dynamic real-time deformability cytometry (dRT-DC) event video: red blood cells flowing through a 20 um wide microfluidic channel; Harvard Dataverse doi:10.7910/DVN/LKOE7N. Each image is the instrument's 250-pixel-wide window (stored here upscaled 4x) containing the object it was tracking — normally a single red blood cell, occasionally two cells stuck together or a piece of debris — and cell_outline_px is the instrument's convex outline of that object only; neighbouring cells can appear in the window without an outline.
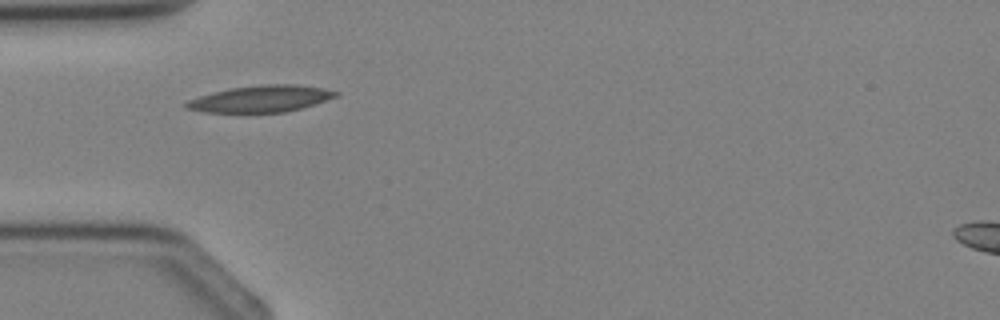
{"species": "Egyptian fruit bat (a non-hibernating species)", "species_latin": "Rousettus aegyptiacus", "temperature_condition": "cold", "stored_images_in_passage": 4, "camera_frame_rate_fps": 3000, "um_per_image_px": 0.085, "animal": {"sex": "female"}, "frame": {"image": 1, "passage_image": 3, "time_ms": 2.333, "image_size_px": [1000, 320], "cell_outline_px": [[340, 92], [336, 96], [300, 108], [284, 112], [200, 112], [188, 108], [184, 104], [188, 100], [212, 92], [232, 88], [264, 84], [296, 84], [324, 88]], "centroid_in_image_um": [22.15, 8.39], "position_along_channel_um": 62.8, "area_um2": 22.83}}
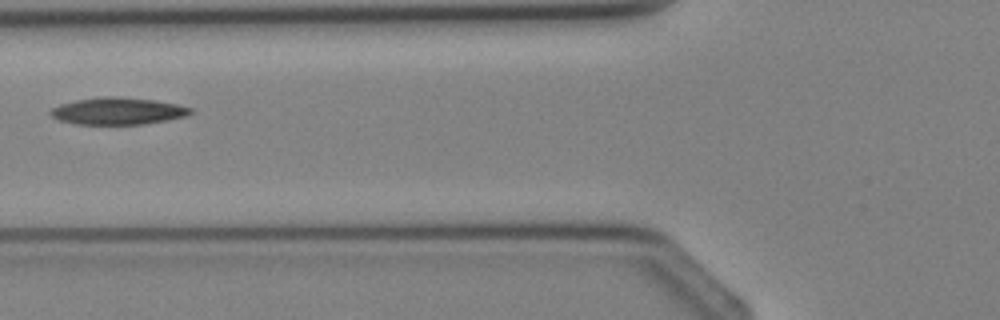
{"frame": {"image": 2, "passage_image": 4, "time_ms": 3.333, "image_size_px": [1000, 320], "cell_outline_px": [[192, 112], [188, 116], [168, 120], [144, 124], [76, 124], [60, 120], [52, 116], [48, 112], [52, 108], [60, 104], [76, 100], [104, 96], [120, 96], [156, 100], [176, 104], [192, 108]], "centroid_in_image_um": [10.04, 9.43], "position_along_channel_um": 115.8, "area_um2": 22.14}}